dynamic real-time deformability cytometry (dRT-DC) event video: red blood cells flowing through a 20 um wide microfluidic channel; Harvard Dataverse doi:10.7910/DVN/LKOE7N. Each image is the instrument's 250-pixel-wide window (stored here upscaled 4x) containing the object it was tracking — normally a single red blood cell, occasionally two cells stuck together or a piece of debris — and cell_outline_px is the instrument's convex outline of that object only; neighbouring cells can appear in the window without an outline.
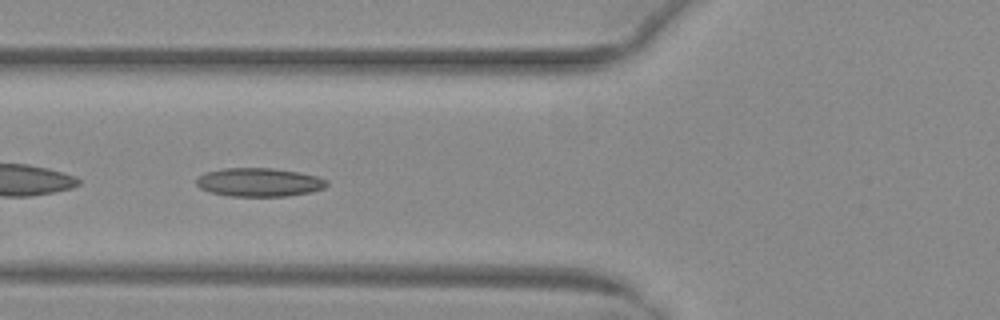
{"species": "common noctule bat (a hibernating species)", "species_latin": "Nyctalus noctula", "temperature_condition": "warm", "stored_images_in_passage": 37, "camera_frame_rate_fps": 3000, "um_per_image_px": 0.085, "animal": {"sex": "female", "body_mass_g": 29.2, "forearm_length_mm": 56.3}, "frame": {"image": 1, "passage_image": 6, "time_ms": 1.667, "image_size_px": [1000, 320], "cell_outline_px": [[328, 184], [324, 188], [312, 192], [288, 196], [228, 196], [208, 192], [200, 188], [196, 184], [196, 180], [204, 172], [224, 168], [272, 168], [296, 172], [316, 176], [328, 180]], "centroid_in_image_um": [22.01, 15.5], "position_along_channel_um": 103.8, "area_um2": 21.79}, "authors_computed_cell_mechanics": {"area_um2": 21.0392, "velocity_mm_per_s": 4.0436, "shape_relaxation_time_tau1_ms": 11.2417, "shape_relaxation_time_tau2_ms": 2.7451, "deformation_change_tau1": 0.2173, "deformation_change_tau2": 0.101}}